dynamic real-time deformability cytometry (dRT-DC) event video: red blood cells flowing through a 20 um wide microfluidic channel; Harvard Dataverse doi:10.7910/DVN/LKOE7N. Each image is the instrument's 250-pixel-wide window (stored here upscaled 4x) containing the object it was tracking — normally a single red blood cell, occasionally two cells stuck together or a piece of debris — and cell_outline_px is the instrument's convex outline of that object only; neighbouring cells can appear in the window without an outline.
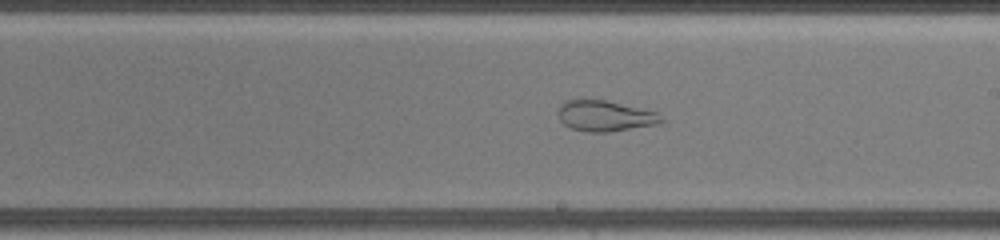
{"species": "common noctule bat (a hibernating species)", "species_latin": "Nyctalus noctula", "temperature_condition": "warm", "stored_images_in_passage": 47, "camera_frame_rate_fps": 3000, "um_per_image_px": 0.085, "animal": {"sex": "female", "body_mass_g": 19.5, "forearm_length_mm": 54.1}, "frame": {"image": 1, "passage_image": 24, "time_ms": 7.667, "image_size_px": [1000, 240], "cell_outline_px": [[660, 120], [648, 124], [624, 128], [572, 128], [568, 124], [560, 112], [560, 108], [564, 104], [572, 100], [600, 100], [652, 112]], "centroid_in_image_um": [51.35, 9.78], "position_along_channel_um": 237.6, "area_um2": 15.26}}
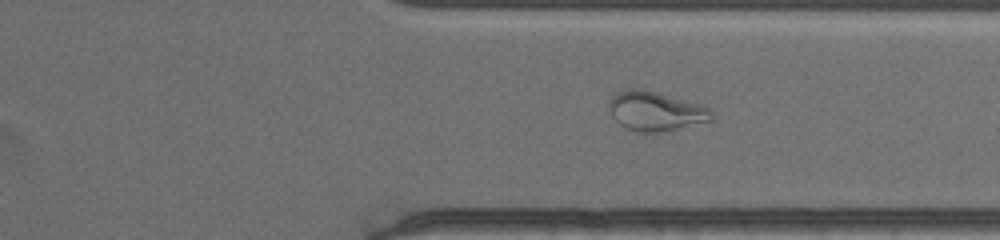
{"frame": {"image": 2, "passage_image": 34, "time_ms": 11.0, "image_size_px": [1000, 240], "cell_outline_px": [[708, 120], [672, 128], [628, 128], [624, 124], [612, 104], [616, 96], [624, 92], [648, 92], [700, 108]], "centroid_in_image_um": [55.67, 9.46], "position_along_channel_um": 355.7, "area_um2": 18.03}}
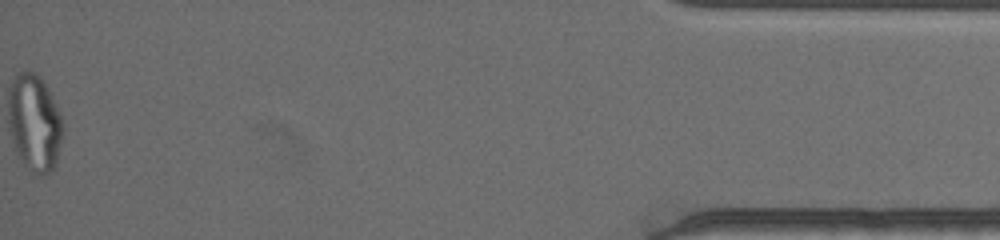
{"frame": {"image": 3, "passage_image": 47, "time_ms": 15.333, "image_size_px": [1000, 240], "cell_outline_px": [[60, 136], [52, 164], [48, 168], [24, 152], [20, 148], [16, 140], [12, 124], [12, 88], [16, 80], [20, 76], [28, 72], [36, 76], [40, 80], [60, 120]], "centroid_in_image_um": [2.96, 10.17], "position_along_channel_um": 432.2, "area_um2": 23.58}}